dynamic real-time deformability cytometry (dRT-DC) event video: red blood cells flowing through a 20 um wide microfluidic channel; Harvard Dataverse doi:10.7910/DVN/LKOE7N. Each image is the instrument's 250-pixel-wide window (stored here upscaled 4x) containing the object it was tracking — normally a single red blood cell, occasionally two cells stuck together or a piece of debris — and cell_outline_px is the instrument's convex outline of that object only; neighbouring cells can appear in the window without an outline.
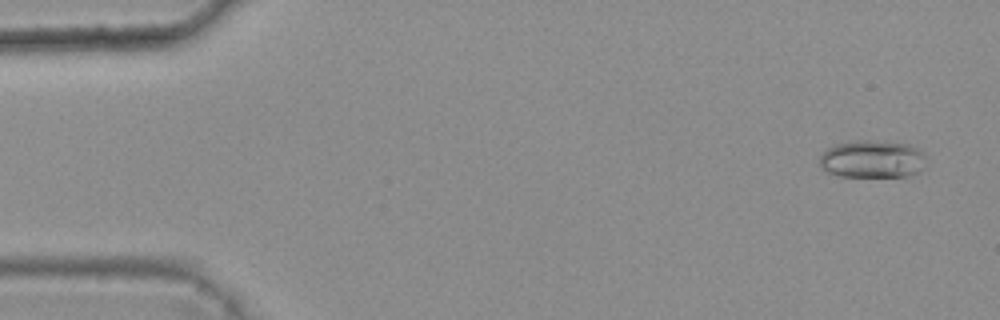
{"species": "common noctule bat (a hibernating species)", "species_latin": "Nyctalus noctula", "temperature_condition": "warm", "stored_images_in_passage": 6, "camera_frame_rate_fps": 3000, "um_per_image_px": 0.085, "animal": {"sex": "female", "body_mass_g": 25.1}, "frame": {"image": 1, "passage_image": 1, "time_ms": 0.0, "image_size_px": [1000, 320], "cell_outline_px": [[924, 168], [920, 172], [908, 176], [840, 176], [828, 172], [820, 168], [820, 156], [828, 148], [836, 144], [852, 140], [872, 140], [908, 144], [924, 152]], "centroid_in_image_um": [74.15, 13.52], "position_along_channel_um": 10.9, "area_um2": 23.47}}
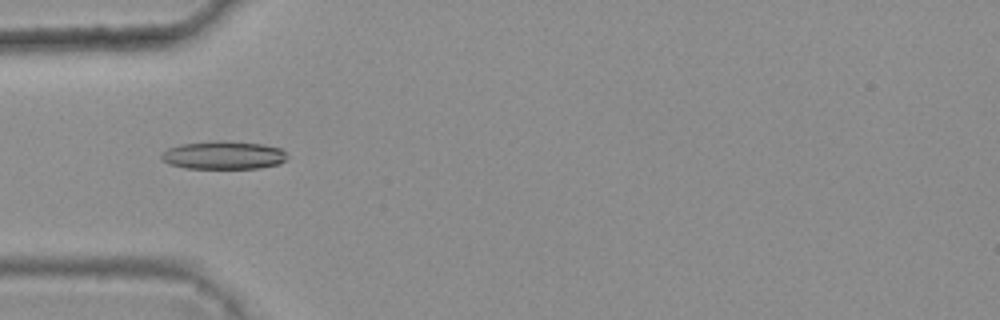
{"frame": {"image": 2, "passage_image": 5, "time_ms": 1.333, "image_size_px": [1000, 320], "cell_outline_px": [[288, 156], [280, 164], [260, 168], [184, 168], [168, 164], [160, 160], [160, 152], [168, 148], [180, 144], [220, 140], [264, 144], [280, 148]], "centroid_in_image_um": [18.95, 13.19], "position_along_channel_um": 66.1, "area_um2": 20.87}}
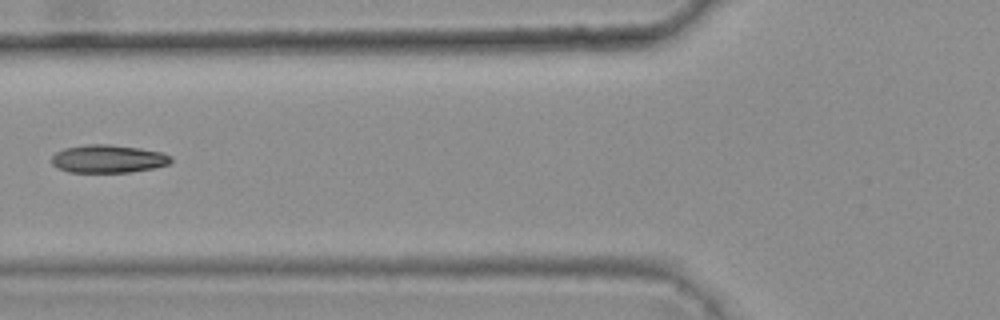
{"frame": {"image": 3, "passage_image": 6, "time_ms": 1.667, "image_size_px": [1000, 320], "cell_outline_px": [[172, 160], [168, 164], [152, 168], [128, 172], [68, 172], [56, 168], [52, 164], [52, 156], [56, 152], [64, 148], [88, 144], [108, 144], [140, 148], [160, 152], [172, 156]], "centroid_in_image_um": [9.16, 13.5], "position_along_channel_um": 116.6, "area_um2": 19.42}}